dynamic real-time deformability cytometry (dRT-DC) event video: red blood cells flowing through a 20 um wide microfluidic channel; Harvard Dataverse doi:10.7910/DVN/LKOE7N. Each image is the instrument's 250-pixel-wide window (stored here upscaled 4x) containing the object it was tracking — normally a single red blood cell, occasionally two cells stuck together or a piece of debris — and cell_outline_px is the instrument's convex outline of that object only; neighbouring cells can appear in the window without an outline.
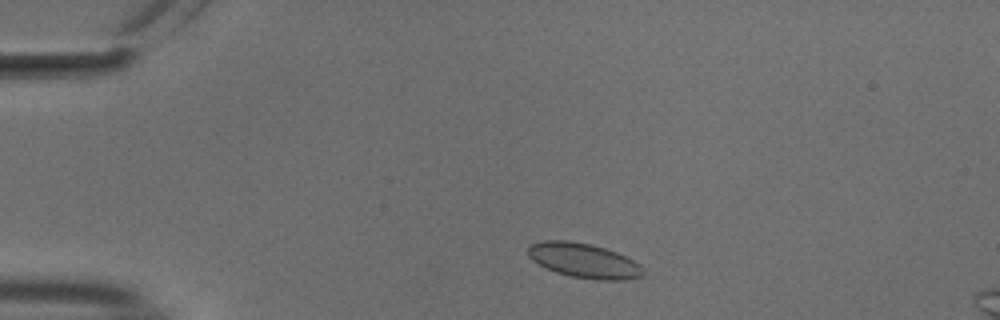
{"species": "common noctule bat (a hibernating species)", "species_latin": "Nyctalus noctula", "temperature_condition": "cold", "stored_images_in_passage": 10, "camera_frame_rate_fps": 3000, "um_per_image_px": 0.085, "animal": {"sex": "male", "body_mass_g": 18.8}, "frame": {"image": 1, "passage_image": 5, "time_ms": 1.333, "image_size_px": [1000, 320], "cell_outline_px": [[644, 276], [624, 280], [596, 280], [572, 276], [556, 272], [532, 260], [528, 256], [528, 248], [532, 244], [544, 240], [568, 240], [592, 244], [616, 252], [640, 264], [644, 268]], "centroid_in_image_um": [49.66, 22.15], "position_along_channel_um": 35.3, "area_um2": 23.18}}